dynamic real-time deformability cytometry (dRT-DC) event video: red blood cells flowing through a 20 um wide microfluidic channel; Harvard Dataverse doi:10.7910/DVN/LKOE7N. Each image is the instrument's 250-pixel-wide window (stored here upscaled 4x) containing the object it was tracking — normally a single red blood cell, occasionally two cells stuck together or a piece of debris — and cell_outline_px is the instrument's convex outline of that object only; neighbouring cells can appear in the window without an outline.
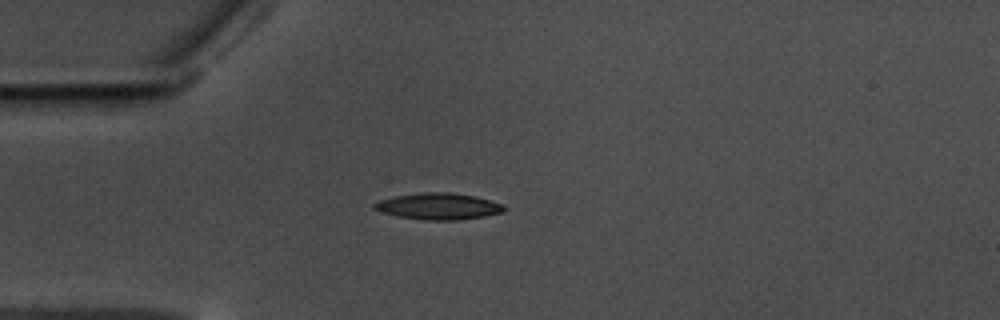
{"species": "common noctule bat (a hibernating species)", "species_latin": "Nyctalus noctula", "temperature_condition": "warm", "stored_images_in_passage": 43, "camera_frame_rate_fps": 3000, "um_per_image_px": 0.085, "animal": {"sex": "male", "body_mass_g": 17.5, "forearm_length_mm": 52.3}, "frame": {"image": 1, "passage_image": 1, "time_ms": 0.0, "image_size_px": [1000, 320], "cell_outline_px": [[504, 212], [484, 216], [460, 220], [428, 220], [400, 216], [380, 212], [372, 208], [372, 204], [380, 200], [396, 196], [420, 192], [452, 192], [476, 196], [504, 204]], "centroid_in_image_um": [37.28, 17.53], "position_along_channel_um": 47.7, "area_um2": 20.06}}
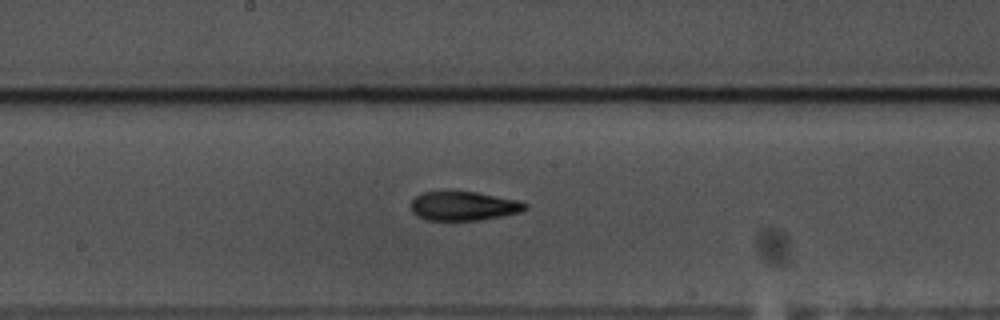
{"frame": {"image": 2, "passage_image": 16, "time_ms": 5.0, "image_size_px": [1000, 320], "cell_outline_px": [[528, 208], [520, 212], [480, 220], [428, 220], [416, 216], [412, 212], [412, 200], [420, 192], [448, 188], [476, 192], [520, 200], [528, 204]], "centroid_in_image_um": [39.37, 17.46], "position_along_channel_um": 208.8, "area_um2": 20.11}}
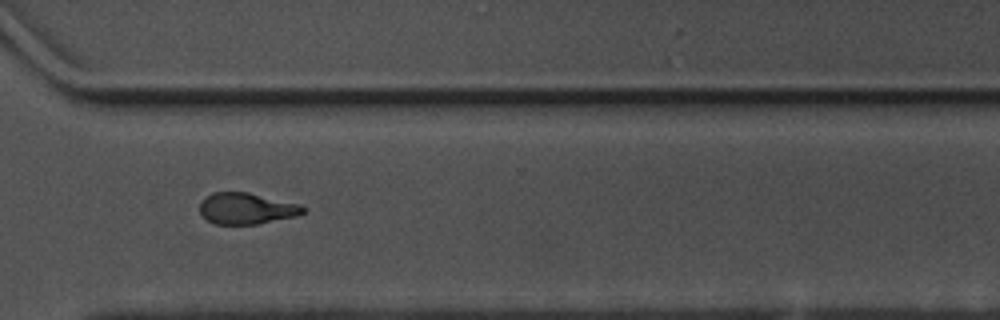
{"frame": {"image": 3, "passage_image": 28, "time_ms": 9.0, "image_size_px": [1000, 320], "cell_outline_px": [[304, 212], [296, 216], [256, 224], [216, 224], [208, 220], [200, 212], [200, 204], [208, 196], [216, 192], [248, 192], [300, 204], [304, 208]], "centroid_in_image_um": [20.97, 17.72], "position_along_channel_um": 349.6, "area_um2": 18.5}, "authors_computed_cell_mechanics": {"area_um2": 19.4208, "velocity_mm_per_s": 3.5211, "shape_relaxation_time_tau1_ms": null, "shape_relaxation_time_tau2_ms": 3.5594, "deformation_change_tau1": null, "deformation_change_tau2": 0.1183}}